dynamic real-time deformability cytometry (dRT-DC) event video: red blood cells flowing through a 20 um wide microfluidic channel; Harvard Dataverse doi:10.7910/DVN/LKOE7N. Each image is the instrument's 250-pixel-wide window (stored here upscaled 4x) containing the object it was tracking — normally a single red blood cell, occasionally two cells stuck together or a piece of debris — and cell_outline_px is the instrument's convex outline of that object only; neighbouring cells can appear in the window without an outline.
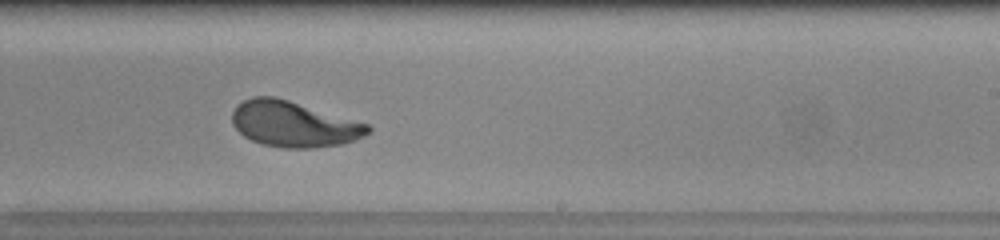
{"species": "human", "species_latin": "Homo sapiens", "temperature_condition": "warm", "stored_images_in_passage": 44, "camera_frame_rate_fps": 3000, "um_per_image_px": 0.085, "donor": {"sex": "female"}, "frame": {"image": 1, "passage_image": 26, "time_ms": 8.333, "image_size_px": [1000, 240], "cell_outline_px": [[372, 132], [356, 140], [344, 144], [312, 148], [284, 148], [264, 144], [252, 140], [244, 136], [232, 124], [232, 112], [236, 104], [252, 96], [272, 96], [288, 100], [368, 124], [372, 128]], "centroid_in_image_um": [24.97, 10.55], "position_along_channel_um": 264.0, "area_um2": 36.13}, "authors_computed_cell_mechanics": {"area_um2": 36.4718, "velocity_mm_per_s": 4.1755, "shape_relaxation_time_tau1_ms": 3.3124, "shape_relaxation_time_tau2_ms": 0.7689, "deformation_change_tau1": 0.2022, "deformation_change_tau2": 0.0668}}